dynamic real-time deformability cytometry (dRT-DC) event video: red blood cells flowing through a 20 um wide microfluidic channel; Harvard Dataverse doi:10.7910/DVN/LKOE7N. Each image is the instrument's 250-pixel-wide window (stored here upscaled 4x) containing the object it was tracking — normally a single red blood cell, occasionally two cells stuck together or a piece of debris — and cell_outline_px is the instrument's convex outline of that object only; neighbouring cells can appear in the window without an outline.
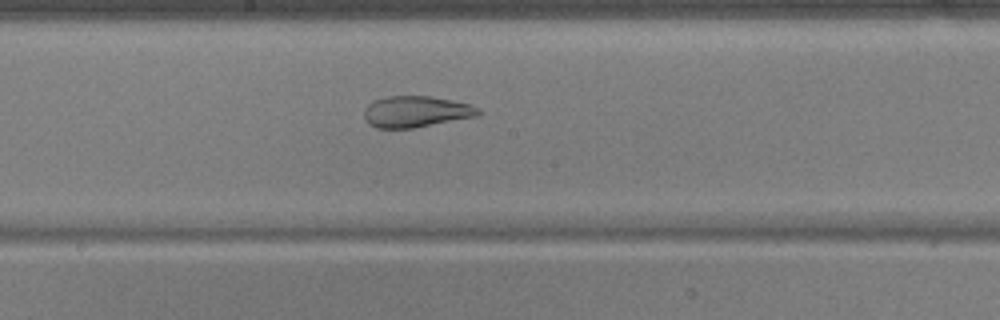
{"species": "common noctule bat (a hibernating species)", "species_latin": "Nyctalus noctula", "temperature_condition": "warm", "stored_images_in_passage": 54, "camera_frame_rate_fps": 3000, "um_per_image_px": 0.085, "animal": {"sex": "male", "body_mass_g": 17.9, "forearm_length_mm": 54.2}, "frame": {"image": 1, "passage_image": 29, "time_ms": 9.333, "image_size_px": [1000, 320], "cell_outline_px": [[480, 116], [412, 128], [376, 128], [368, 124], [364, 120], [364, 108], [368, 104], [376, 100], [388, 96], [432, 96], [452, 100], [468, 104], [480, 108]], "centroid_in_image_um": [35.36, 9.49], "position_along_channel_um": 212.8, "area_um2": 20.92}}
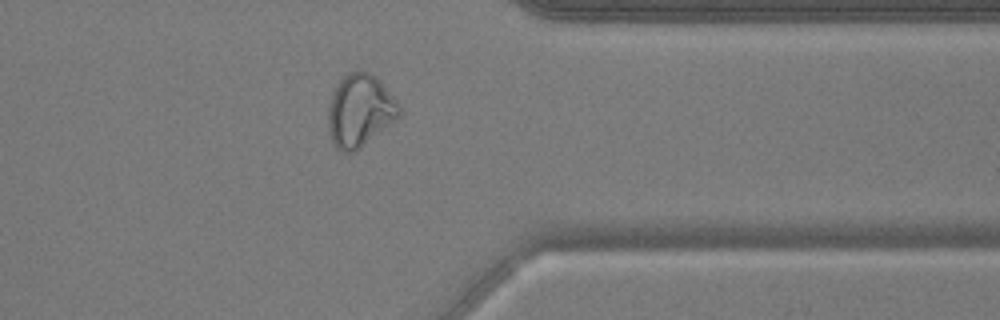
{"frame": {"image": 2, "passage_image": 43, "time_ms": 14.0, "image_size_px": [1000, 320], "cell_outline_px": [[400, 116], [396, 120], [360, 148], [352, 152], [340, 152], [336, 148], [328, 132], [328, 108], [332, 92], [336, 84], [348, 72], [368, 72], [376, 76], [380, 80], [400, 104]], "centroid_in_image_um": [30.58, 9.41], "position_along_channel_um": 380.8, "area_um2": 30.11}}
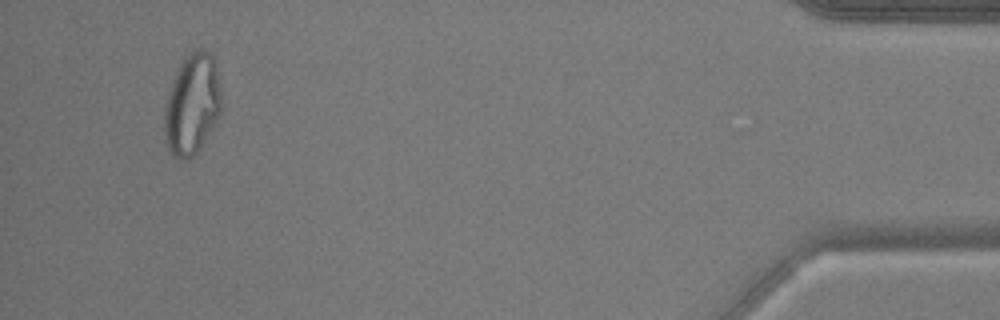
{"frame": {"image": 3, "passage_image": 51, "time_ms": 16.667, "image_size_px": [1000, 320], "cell_outline_px": [[220, 112], [216, 120], [200, 148], [188, 160], [180, 160], [172, 156], [168, 152], [164, 132], [164, 104], [172, 80], [184, 56], [188, 52], [196, 48], [200, 48], [208, 52], [212, 56], [216, 64], [220, 88]], "centroid_in_image_um": [16.29, 8.86], "position_along_channel_um": 418.9, "area_um2": 33.7}, "authors_computed_cell_mechanics": {"area_um2": 29.4202, "velocity_mm_per_s": 3.7558, "shape_relaxation_time_tau1_ms": null, "shape_relaxation_time_tau2_ms": 1.536, "deformation_change_tau1": null, "deformation_change_tau2": 0.0756}}